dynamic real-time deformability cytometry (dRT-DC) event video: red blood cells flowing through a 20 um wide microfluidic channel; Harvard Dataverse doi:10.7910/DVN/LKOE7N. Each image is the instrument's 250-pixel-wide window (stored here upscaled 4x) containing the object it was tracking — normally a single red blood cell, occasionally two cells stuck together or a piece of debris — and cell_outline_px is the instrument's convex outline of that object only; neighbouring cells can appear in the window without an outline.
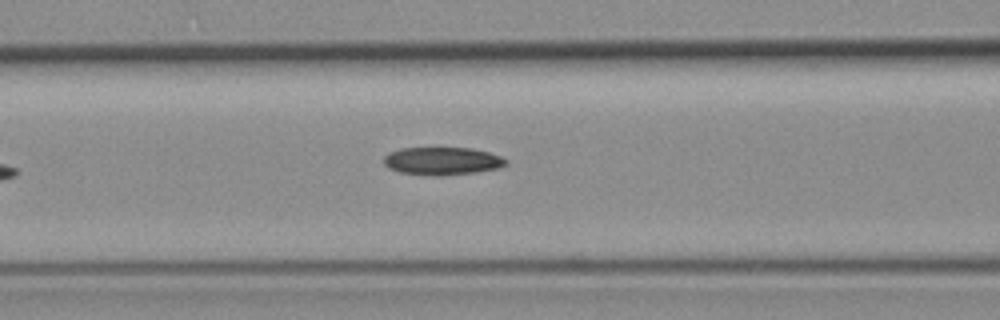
{"species": "common noctule bat (a hibernating species)", "species_latin": "Nyctalus noctula", "temperature_condition": "room temperature", "stored_images_in_passage": 6, "camera_frame_rate_fps": 3000, "um_per_image_px": 0.085, "animal": {"sex": "female", "body_mass_g": 19.3, "forearm_length_mm": 54.1}, "frame": {"image": 1, "passage_image": 6, "time_ms": 5.667, "image_size_px": [1000, 320], "cell_outline_px": [[508, 164], [500, 168], [472, 172], [440, 176], [436, 176], [400, 172], [388, 168], [384, 164], [384, 156], [388, 152], [400, 148], [472, 148], [488, 152], [500, 156], [508, 160]], "centroid_in_image_um": [37.58, 13.68], "position_along_channel_um": 129.0, "area_um2": 19.83}}